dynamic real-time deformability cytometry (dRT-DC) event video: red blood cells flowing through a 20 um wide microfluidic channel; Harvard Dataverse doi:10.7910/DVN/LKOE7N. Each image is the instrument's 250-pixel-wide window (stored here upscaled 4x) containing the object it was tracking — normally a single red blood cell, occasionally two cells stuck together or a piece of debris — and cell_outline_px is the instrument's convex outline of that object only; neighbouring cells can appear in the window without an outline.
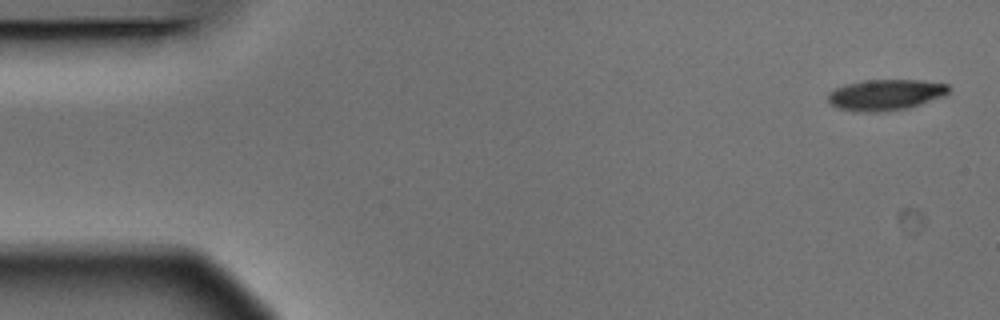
{"species": "Egyptian fruit bat (a non-hibernating species)", "species_latin": "Rousettus aegyptiacus", "temperature_condition": "warm", "stored_images_in_passage": 4, "camera_frame_rate_fps": 3000, "um_per_image_px": 0.085, "animal": {"sex": "male"}, "frame": {"image": 1, "passage_image": 1, "time_ms": 0.0, "image_size_px": [1000, 320], "cell_outline_px": [[952, 88], [944, 96], [908, 108], [884, 112], [856, 112], [836, 108], [828, 100], [828, 92], [836, 88], [848, 84], [864, 80], [920, 80], [948, 84]], "centroid_in_image_um": [75.28, 8.07], "position_along_channel_um": 9.7, "area_um2": 21.91}}
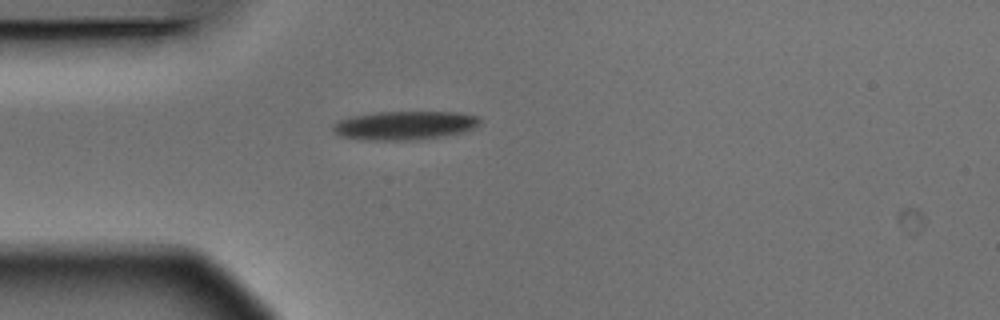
{"frame": {"image": 2, "passage_image": 4, "time_ms": 1.0, "image_size_px": [1000, 320], "cell_outline_px": [[480, 124], [464, 132], [440, 136], [412, 140], [364, 140], [340, 136], [332, 128], [332, 124], [340, 120], [352, 116], [376, 112], [456, 112], [480, 116]], "centroid_in_image_um": [34.39, 10.65], "position_along_channel_um": 50.6, "area_um2": 24.51}}